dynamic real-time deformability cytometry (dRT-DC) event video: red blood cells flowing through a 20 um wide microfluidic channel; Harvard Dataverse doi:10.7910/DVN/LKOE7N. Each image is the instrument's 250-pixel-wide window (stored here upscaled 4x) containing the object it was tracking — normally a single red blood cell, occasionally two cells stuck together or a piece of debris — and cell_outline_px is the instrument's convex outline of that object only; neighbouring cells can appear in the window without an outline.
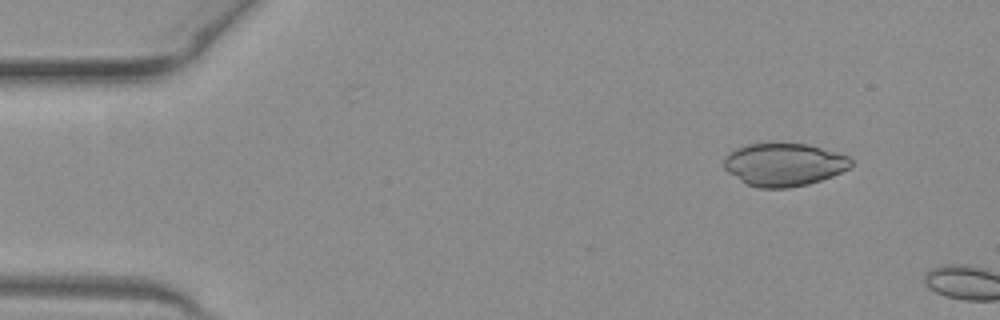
{"species": "common noctule bat (a hibernating species)", "species_latin": "Nyctalus noctula", "temperature_condition": "warm", "stored_images_in_passage": 4, "camera_frame_rate_fps": 3000, "um_per_image_px": 0.085, "animal": {"sex": "female", "body_mass_g": 19.3, "forearm_length_mm": 54.1}, "frame": {"image": 1, "passage_image": 1, "time_ms": 0.0, "image_size_px": [1000, 320], "cell_outline_px": [[852, 164], [848, 168], [832, 176], [808, 184], [788, 188], [756, 188], [740, 180], [728, 172], [724, 168], [724, 156], [728, 152], [736, 148], [748, 144], [808, 144], [836, 152], [848, 156], [852, 160]], "centroid_in_image_um": [66.61, 13.99], "position_along_channel_um": 18.4, "area_um2": 31.62}}